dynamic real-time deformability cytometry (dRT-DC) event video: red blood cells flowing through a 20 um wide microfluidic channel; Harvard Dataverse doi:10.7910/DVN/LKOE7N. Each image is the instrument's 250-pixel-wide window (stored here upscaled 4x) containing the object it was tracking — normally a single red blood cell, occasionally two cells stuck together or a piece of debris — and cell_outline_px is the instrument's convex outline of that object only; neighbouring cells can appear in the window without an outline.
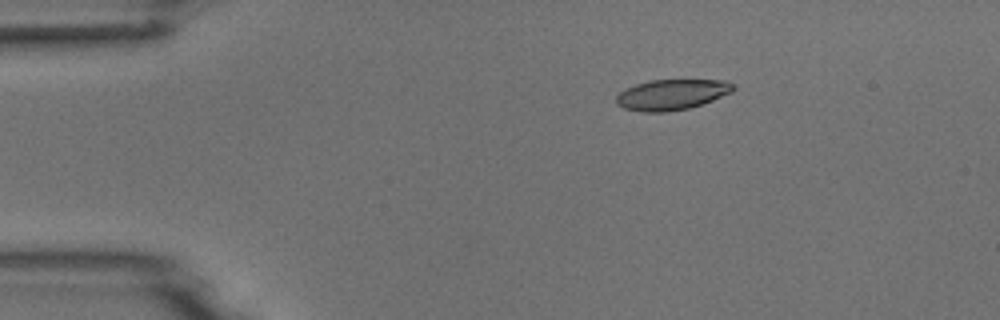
{"species": "common noctule bat (a hibernating species)", "species_latin": "Nyctalus noctula", "temperature_condition": "room temperature", "stored_images_in_passage": 5, "camera_frame_rate_fps": 3000, "um_per_image_px": 0.085, "animal": {"sex": "male", "body_mass_g": 18.8}, "frame": {"image": 1, "passage_image": 3, "time_ms": 2.333, "image_size_px": [1000, 320], "cell_outline_px": [[736, 88], [732, 92], [712, 100], [688, 108], [664, 112], [644, 112], [624, 108], [616, 104], [616, 96], [620, 92], [636, 84], [652, 80], [728, 80], [736, 84]], "centroid_in_image_um": [57.13, 8.03], "position_along_channel_um": 27.9, "area_um2": 20.75}}
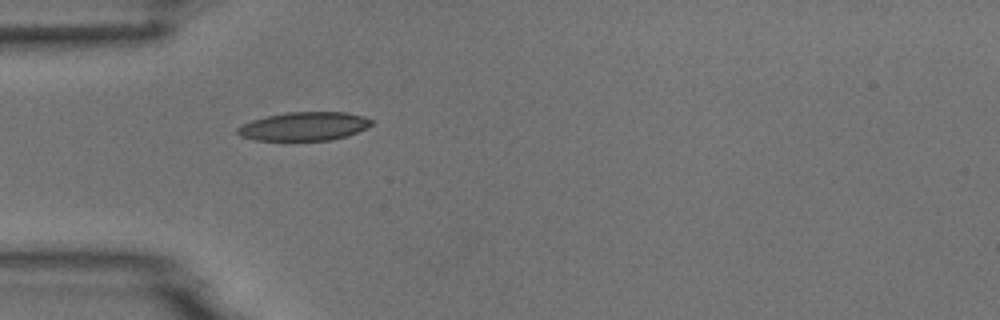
{"frame": {"image": 2, "passage_image": 5, "time_ms": 4.667, "image_size_px": [1000, 320], "cell_outline_px": [[376, 120], [372, 124], [356, 132], [344, 136], [328, 140], [256, 140], [240, 136], [236, 132], [236, 128], [252, 120], [268, 116], [288, 112], [344, 112], [364, 116]], "centroid_in_image_um": [25.85, 10.73], "position_along_channel_um": 59.2, "area_um2": 22.08}}